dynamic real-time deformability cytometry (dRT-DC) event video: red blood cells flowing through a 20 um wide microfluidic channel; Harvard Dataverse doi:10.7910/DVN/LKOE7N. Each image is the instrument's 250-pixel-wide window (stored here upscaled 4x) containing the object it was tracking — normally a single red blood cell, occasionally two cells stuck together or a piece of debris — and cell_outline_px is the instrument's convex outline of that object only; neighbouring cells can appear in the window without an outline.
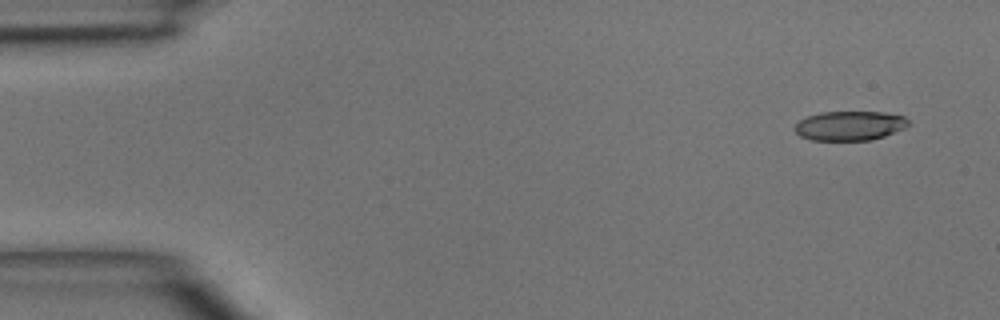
{"species": "common noctule bat (a hibernating species)", "species_latin": "Nyctalus noctula", "temperature_condition": "room temperature", "stored_images_in_passage": 4, "camera_frame_rate_fps": 3000, "um_per_image_px": 0.085, "animal": {"sex": "male", "body_mass_g": 15.6}, "frame": {"image": 1, "passage_image": 1, "time_ms": 0.0, "image_size_px": [1000, 320], "cell_outline_px": [[912, 124], [904, 128], [884, 136], [872, 140], [812, 140], [800, 136], [792, 128], [800, 120], [808, 116], [820, 112], [884, 112], [904, 116]], "centroid_in_image_um": [72.23, 10.68], "position_along_channel_um": 12.8, "area_um2": 19.54}}
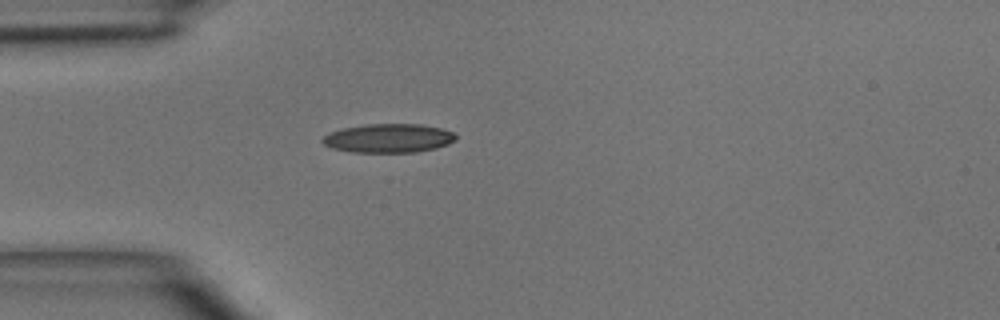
{"frame": {"image": 2, "passage_image": 4, "time_ms": 3.333, "image_size_px": [1000, 320], "cell_outline_px": [[456, 140], [448, 144], [436, 148], [416, 152], [352, 152], [332, 148], [324, 144], [320, 140], [324, 136], [332, 132], [344, 128], [368, 124], [420, 124], [440, 128], [452, 132], [456, 136]], "centroid_in_image_um": [33.04, 11.75], "position_along_channel_um": 52.0, "area_um2": 22.25}}